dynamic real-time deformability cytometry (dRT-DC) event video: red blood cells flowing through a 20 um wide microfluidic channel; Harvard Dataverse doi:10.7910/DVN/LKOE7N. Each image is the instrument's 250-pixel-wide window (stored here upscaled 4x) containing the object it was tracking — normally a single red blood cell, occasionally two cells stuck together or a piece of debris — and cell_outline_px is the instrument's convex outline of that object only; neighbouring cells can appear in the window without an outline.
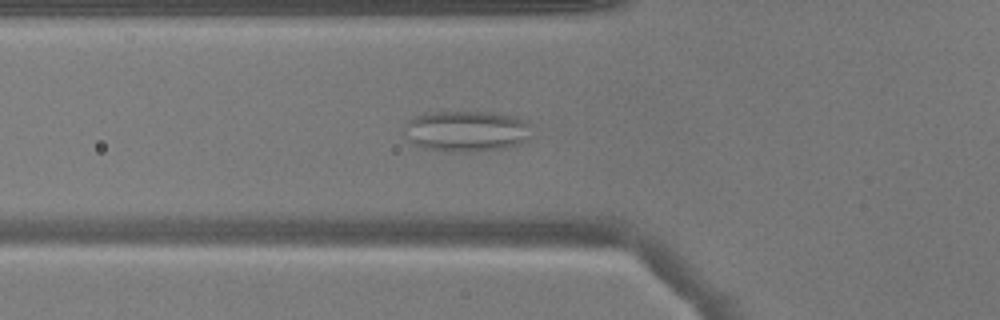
{"species": "common noctule bat (a hibernating species)", "species_latin": "Nyctalus noctula", "temperature_condition": "warm", "stored_images_in_passage": 52, "camera_frame_rate_fps": 3000, "um_per_image_px": 0.085, "animal": {"sex": "male", "body_mass_g": 17.9}, "frame": {"image": 1, "passage_image": 19, "time_ms": 6.0, "image_size_px": [1000, 320], "cell_outline_px": [[532, 136], [520, 144], [504, 148], [452, 152], [424, 148], [412, 144], [404, 136], [404, 128], [408, 120], [416, 116], [432, 112], [492, 112], [516, 116], [528, 120], [532, 124]], "centroid_in_image_um": [39.69, 11.13], "position_along_channel_um": 86.1, "area_um2": 30.81}}
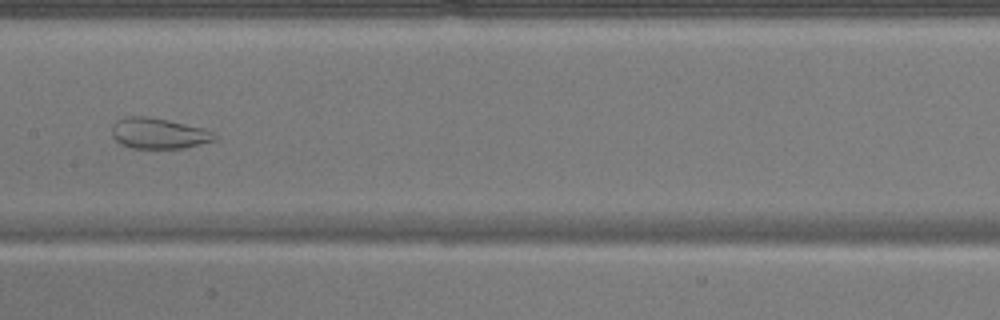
{"frame": {"image": 2, "passage_image": 27, "time_ms": 8.667, "image_size_px": [1000, 320], "cell_outline_px": [[216, 140], [184, 148], [132, 148], [120, 144], [112, 136], [112, 124], [116, 120], [124, 116], [144, 116], [168, 120], [204, 128], [212, 132], [216, 136]], "centroid_in_image_um": [13.45, 11.33], "position_along_channel_um": 194.0, "area_um2": 18.44}}
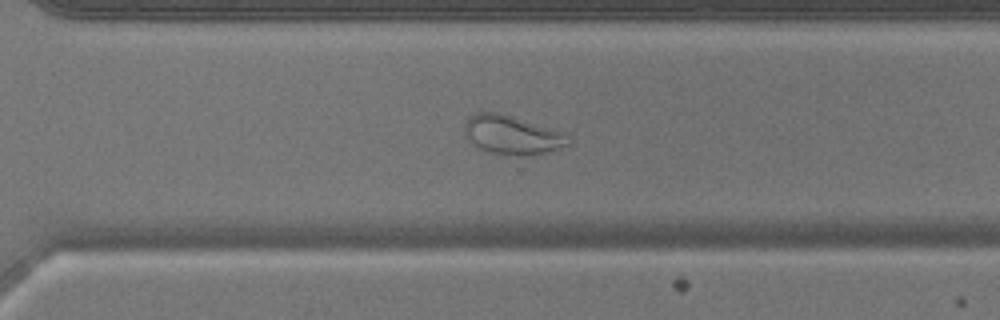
{"frame": {"image": 3, "passage_image": 37, "time_ms": 12.0, "image_size_px": [1000, 320], "cell_outline_px": [[572, 144], [548, 152], [488, 152], [480, 148], [464, 132], [464, 124], [468, 116], [476, 112], [496, 112], [568, 132], [572, 140]], "centroid_in_image_um": [43.6, 11.4], "position_along_channel_um": 327.0, "area_um2": 22.77}}